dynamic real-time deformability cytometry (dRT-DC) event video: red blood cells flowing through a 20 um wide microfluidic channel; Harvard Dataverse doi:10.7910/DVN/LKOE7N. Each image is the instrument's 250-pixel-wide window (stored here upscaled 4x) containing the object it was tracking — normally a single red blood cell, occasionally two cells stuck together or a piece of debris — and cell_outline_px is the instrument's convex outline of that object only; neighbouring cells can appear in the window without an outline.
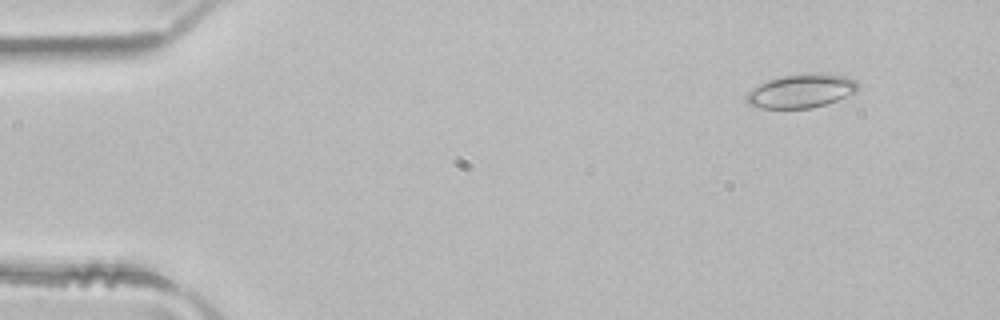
{"species": "common noctule bat (a hibernating species)", "species_latin": "Nyctalus noctula", "temperature_condition": "room temperature", "stored_images_in_passage": 2, "camera_frame_rate_fps": 3000, "um_per_image_px": 0.085, "animal": {"sex": "male", "body_mass_g": 21.5, "forearm_length_mm": 52.0}, "frame": {"image": 1, "passage_image": 2, "time_ms": 0.333, "image_size_px": [1000, 320], "cell_outline_px": [[860, 88], [856, 92], [836, 100], [812, 108], [760, 108], [748, 104], [744, 100], [744, 96], [752, 88], [768, 80], [784, 76], [820, 72], [844, 76], [856, 80], [860, 84]], "centroid_in_image_um": [68.11, 7.73], "position_along_channel_um": 16.9, "area_um2": 21.96}}